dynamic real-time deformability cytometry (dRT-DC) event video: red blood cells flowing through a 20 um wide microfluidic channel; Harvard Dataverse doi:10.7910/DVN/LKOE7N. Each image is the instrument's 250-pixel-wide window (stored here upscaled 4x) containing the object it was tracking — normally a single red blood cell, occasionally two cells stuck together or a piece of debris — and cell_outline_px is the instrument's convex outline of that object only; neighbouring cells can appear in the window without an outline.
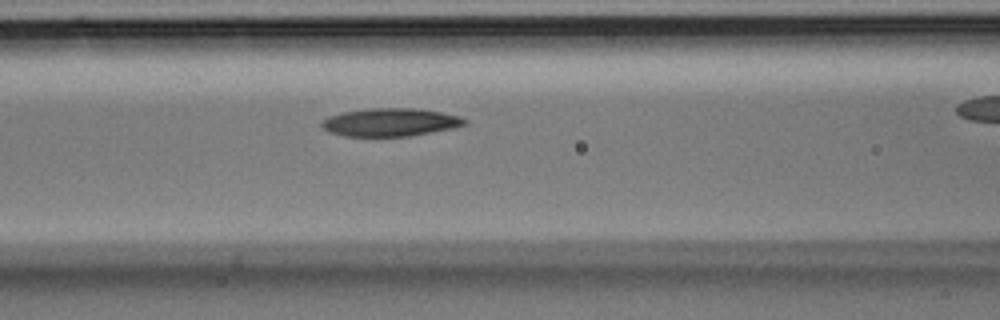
{"species": "Egyptian fruit bat (a non-hibernating species)", "species_latin": "Rousettus aegyptiacus", "temperature_condition": "room temperature", "stored_images_in_passage": 5, "segment_of_instrument_passage": [1, 2], "camera_frame_rate_fps": 3000, "um_per_image_px": 0.085, "animal": {"sex": "male"}, "frame": {"image": 1, "passage_image": 4, "time_ms": 1.0, "image_size_px": [1000, 320], "cell_outline_px": [[468, 124], [452, 128], [408, 136], [344, 136], [328, 132], [320, 124], [328, 116], [344, 112], [372, 108], [416, 108], [444, 112], [460, 116], [468, 120]], "centroid_in_image_um": [33.21, 10.38], "position_along_channel_um": 133.4, "area_um2": 23.35}}